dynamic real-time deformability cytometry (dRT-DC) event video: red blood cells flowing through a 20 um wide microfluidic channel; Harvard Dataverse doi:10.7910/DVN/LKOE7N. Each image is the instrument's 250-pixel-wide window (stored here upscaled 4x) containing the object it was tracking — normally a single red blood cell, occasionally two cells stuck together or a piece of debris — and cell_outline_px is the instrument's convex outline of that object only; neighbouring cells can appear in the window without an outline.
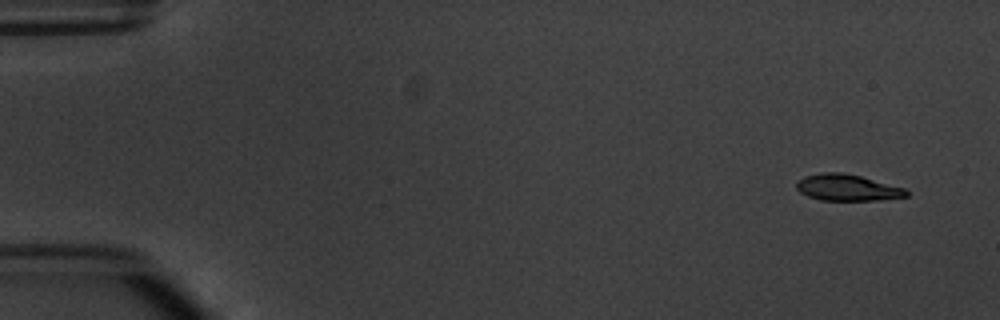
{"species": "common noctule bat (a hibernating species)", "species_latin": "Nyctalus noctula", "temperature_condition": "warm", "stored_images_in_passage": 6, "camera_frame_rate_fps": 3000, "um_per_image_px": 0.085, "animal": {"sex": "male", "body_mass_g": 20.1, "forearm_length_mm": 53.5}, "frame": {"image": 1, "passage_image": 1, "time_ms": 0.0, "image_size_px": [1000, 320], "cell_outline_px": [[908, 196], [876, 200], [820, 200], [808, 196], [800, 192], [796, 188], [796, 180], [804, 176], [824, 172], [840, 172], [860, 176], [904, 188], [908, 192]], "centroid_in_image_um": [71.97, 15.94], "position_along_channel_um": 13.0, "area_um2": 16.76}}
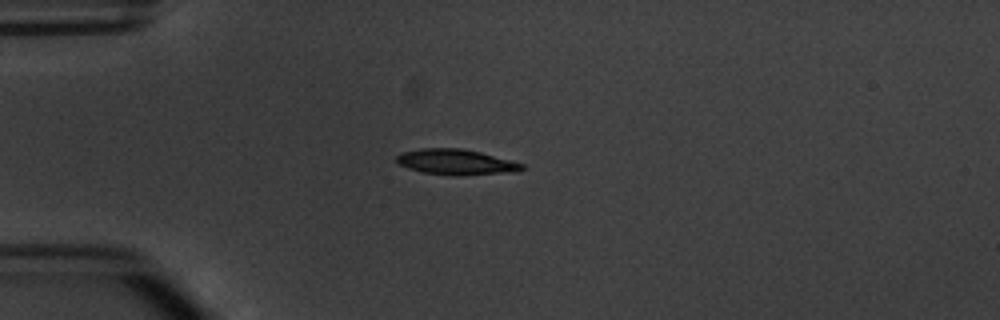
{"frame": {"image": 2, "passage_image": 4, "time_ms": 3.667, "image_size_px": [1000, 320], "cell_outline_px": [[524, 168], [500, 172], [456, 176], [452, 176], [424, 172], [408, 168], [400, 164], [396, 160], [396, 156], [400, 152], [420, 148], [460, 148], [480, 152], [512, 160], [524, 164]], "centroid_in_image_um": [38.67, 13.75], "position_along_channel_um": 46.3, "area_um2": 18.32}}